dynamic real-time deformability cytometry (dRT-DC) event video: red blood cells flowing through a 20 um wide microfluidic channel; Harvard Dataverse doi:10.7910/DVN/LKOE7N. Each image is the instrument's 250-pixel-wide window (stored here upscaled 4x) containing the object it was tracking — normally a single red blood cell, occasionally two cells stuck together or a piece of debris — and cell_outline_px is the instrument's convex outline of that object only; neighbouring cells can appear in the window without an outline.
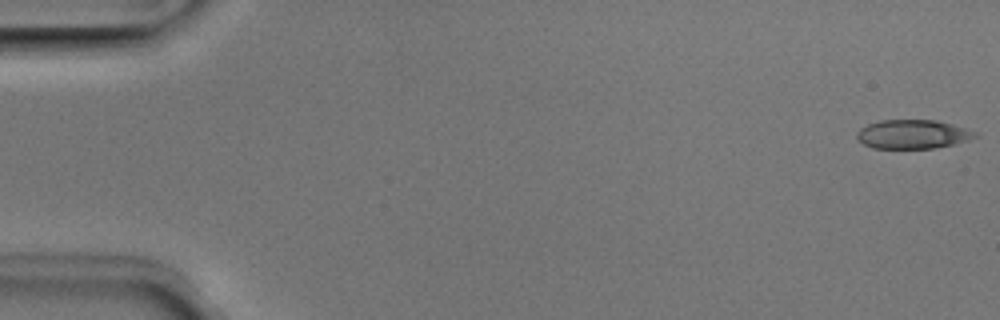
{"species": "Egyptian fruit bat (a non-hibernating species)", "species_latin": "Rousettus aegyptiacus", "temperature_condition": "room temperature", "stored_images_in_passage": 51, "camera_frame_rate_fps": 3000, "um_per_image_px": 0.085, "animal": {"sex": "male"}, "frame": {"image": 1, "passage_image": 1, "time_ms": 0.0, "image_size_px": [1000, 320], "cell_outline_px": [[980, 136], [968, 140], [952, 144], [932, 148], [872, 148], [864, 144], [856, 136], [856, 132], [860, 128], [868, 124], [880, 120], [936, 120], [952, 124], [976, 132]], "centroid_in_image_um": [77.57, 11.4], "position_along_channel_um": 7.4, "area_um2": 19.83}}
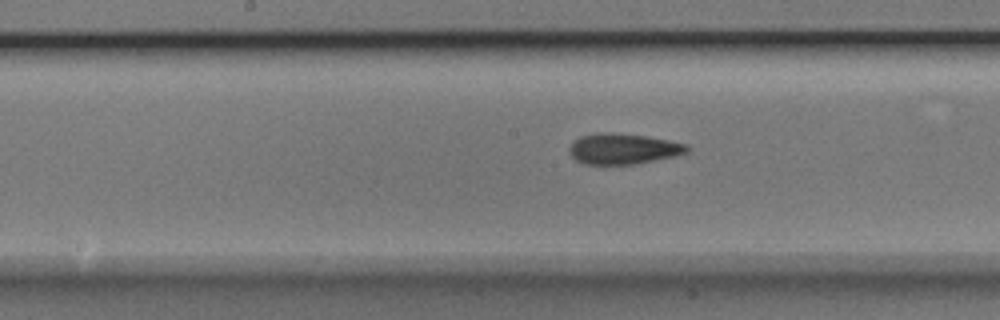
{"frame": {"image": 2, "passage_image": 26, "time_ms": 8.333, "image_size_px": [1000, 320], "cell_outline_px": [[692, 148], [688, 152], [676, 156], [636, 164], [584, 164], [576, 160], [568, 152], [568, 148], [580, 136], [600, 132], [612, 132], [644, 136], [688, 144]], "centroid_in_image_um": [52.99, 12.65], "position_along_channel_um": 195.2, "area_um2": 21.1}}
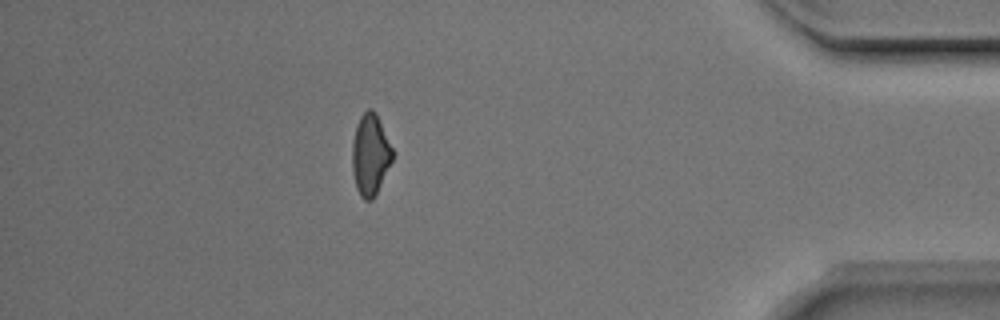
{"frame": {"image": 3, "passage_image": 45, "time_ms": 14.667, "image_size_px": [1000, 320], "cell_outline_px": [[392, 160], [372, 200], [364, 200], [360, 196], [356, 188], [352, 172], [352, 144], [356, 124], [360, 116], [368, 108], [372, 108], [376, 112], [392, 148]], "centroid_in_image_um": [31.44, 13.12], "position_along_channel_um": 403.8, "area_um2": 18.9}, "authors_computed_cell_mechanics": {"area_um2": 20.5768, "velocity_mm_per_s": 3.9785, "shape_relaxation_time_tau1_ms": 3.8193, "shape_relaxation_time_tau2_ms": 3.1079, "deformation_change_tau1": 0.1234, "deformation_change_tau2": 0.1138}}